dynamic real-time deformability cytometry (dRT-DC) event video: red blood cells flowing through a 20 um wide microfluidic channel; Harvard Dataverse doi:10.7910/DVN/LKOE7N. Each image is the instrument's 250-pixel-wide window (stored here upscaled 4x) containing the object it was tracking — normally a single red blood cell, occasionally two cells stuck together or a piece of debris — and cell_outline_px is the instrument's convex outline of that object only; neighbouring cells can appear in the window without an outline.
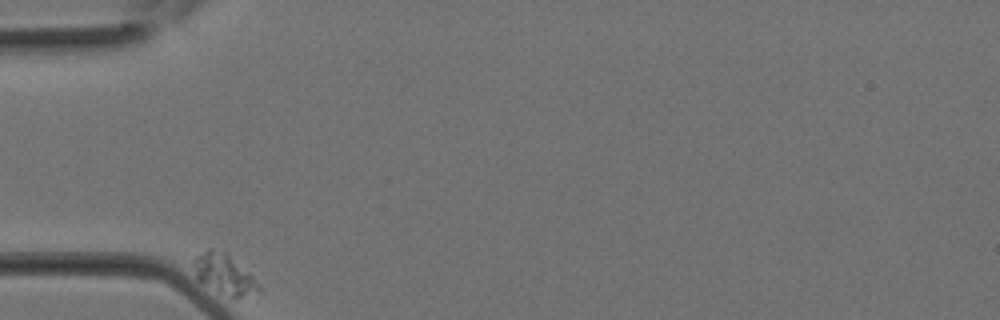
{"species": "Egyptian fruit bat (a non-hibernating species)", "species_latin": "Rousettus aegyptiacus", "temperature_condition": "room temperature", "stored_images_in_passage": 22, "camera_frame_rate_fps": 3000, "um_per_image_px": 0.085, "animal": {"sex": "female"}, "frame": {"image": 1, "passage_image": 1, "time_ms": 0.0, "image_size_px": [1000, 320], "cell_outline_px": [[264, 288], [260, 292], [240, 296], [232, 296], [220, 292], [196, 280], [192, 264], [196, 256], [208, 248], [212, 248], [228, 252]], "centroid_in_image_um": [19.06, 23.26], "position_along_channel_um": 65.9, "area_um2": 15.26}}
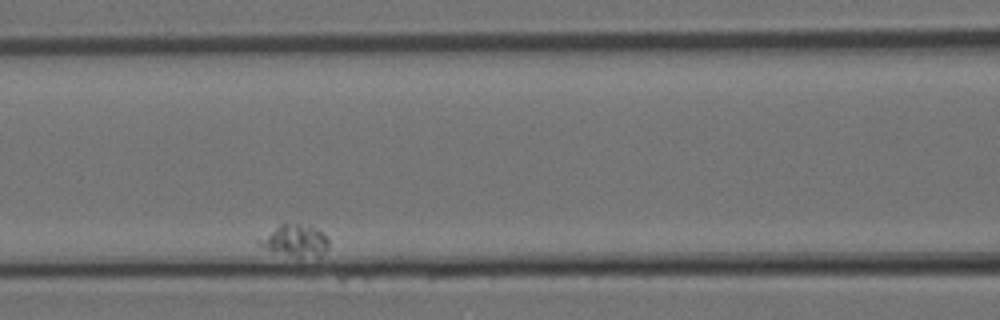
{"frame": {"image": 2, "passage_image": 7, "time_ms": 2.0, "image_size_px": [1000, 320], "cell_outline_px": [[328, 248], [320, 256], [300, 260], [272, 252], [260, 244], [256, 240], [284, 220], [308, 224], [320, 232], [328, 240]], "centroid_in_image_um": [25.06, 20.45], "position_along_channel_um": 141.5, "area_um2": 13.7}}
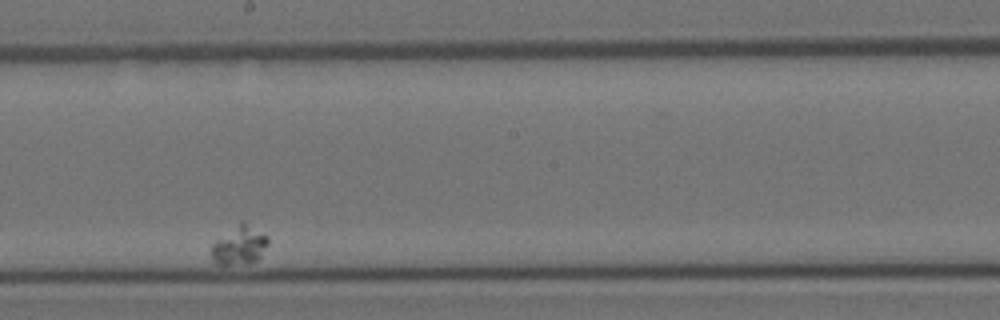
{"frame": {"image": 3, "passage_image": 13, "time_ms": 4.0, "image_size_px": [1000, 320], "cell_outline_px": [[268, 244], [260, 256], [256, 260], [248, 264], [216, 264], [212, 260], [212, 244], [216, 240], [240, 220], [268, 236]], "centroid_in_image_um": [20.34, 20.85], "position_along_channel_um": 227.9, "area_um2": 12.66}}